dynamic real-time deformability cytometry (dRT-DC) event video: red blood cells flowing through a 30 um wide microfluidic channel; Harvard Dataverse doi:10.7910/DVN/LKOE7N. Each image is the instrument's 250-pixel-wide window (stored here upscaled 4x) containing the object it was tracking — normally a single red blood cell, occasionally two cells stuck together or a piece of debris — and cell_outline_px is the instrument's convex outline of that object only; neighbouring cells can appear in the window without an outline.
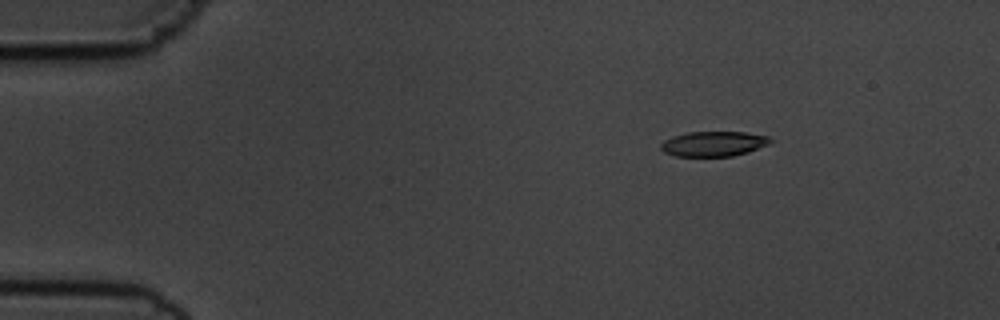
{"species": "common noctule bat (a hibernating species)", "species_latin": "Nyctalus noctula", "temperature_condition": "cold", "stored_images_in_passage": 48, "camera_frame_rate_fps": 3000, "um_per_image_px": 0.085, "animal": {"sex": "male", "body_mass_g": 19.5, "forearm_length_mm": 54.6}, "frame": {"image": 1, "passage_image": 1, "time_ms": 0.0, "image_size_px": [1000, 320], "cell_outline_px": [[772, 140], [768, 144], [748, 152], [732, 156], [676, 156], [664, 152], [660, 148], [660, 144], [664, 140], [672, 136], [688, 132], [744, 132], [768, 136]], "centroid_in_image_um": [60.62, 12.22], "position_along_channel_um": 24.4, "area_um2": 15.9}}
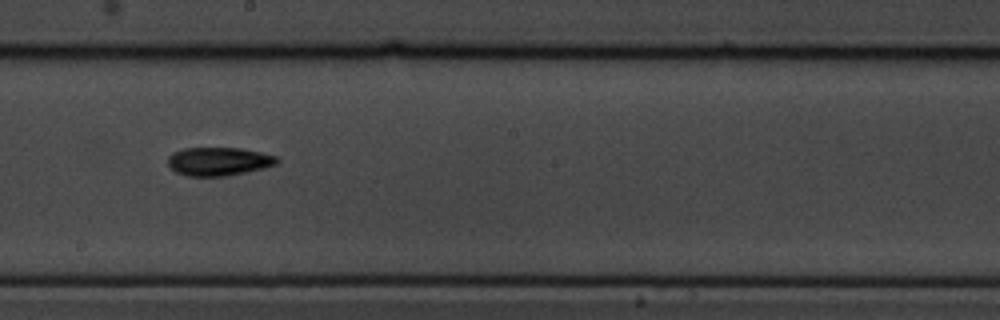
{"frame": {"image": 2, "passage_image": 24, "time_ms": 7.667, "image_size_px": [1000, 320], "cell_outline_px": [[280, 160], [276, 164], [264, 168], [228, 176], [188, 176], [176, 172], [168, 164], [168, 156], [172, 152], [184, 148], [240, 148], [260, 152], [276, 156]], "centroid_in_image_um": [18.59, 13.72], "position_along_channel_um": 229.6, "area_um2": 18.09}}
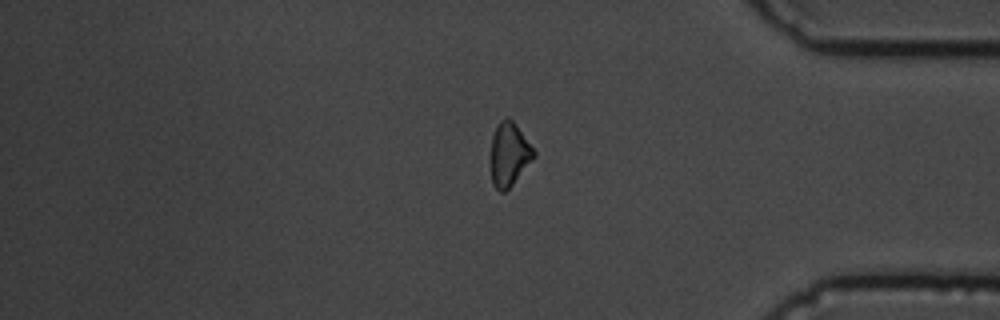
{"frame": {"image": 3, "passage_image": 39, "time_ms": 12.667, "image_size_px": [1000, 320], "cell_outline_px": [[536, 156], [512, 184], [504, 192], [500, 192], [492, 184], [492, 136], [496, 124], [504, 116], [508, 116], [512, 120], [536, 152]], "centroid_in_image_um": [43.28, 13.08], "position_along_channel_um": 391.9, "area_um2": 15.72}, "authors_computed_cell_mechanics": {"area_um2": 17.1955, "velocity_mm_per_s": 3.6562, "shape_relaxation_time_tau1_ms": 3.8373, "shape_relaxation_time_tau2_ms": null, "deformation_change_tau1": 0.1213, "deformation_change_tau2": null}}